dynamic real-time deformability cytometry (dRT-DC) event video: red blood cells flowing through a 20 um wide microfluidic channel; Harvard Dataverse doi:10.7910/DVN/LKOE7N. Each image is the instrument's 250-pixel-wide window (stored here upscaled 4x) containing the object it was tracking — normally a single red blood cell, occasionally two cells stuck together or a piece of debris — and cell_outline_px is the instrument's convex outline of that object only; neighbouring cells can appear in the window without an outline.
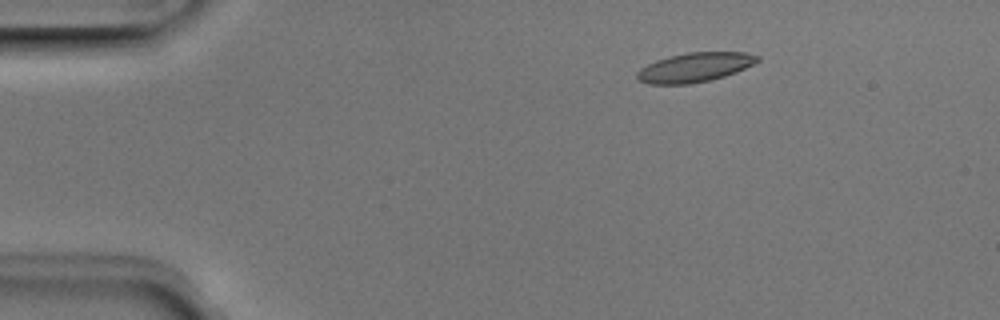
{"species": "Egyptian fruit bat (a non-hibernating species)", "species_latin": "Rousettus aegyptiacus", "temperature_condition": "room temperature", "stored_images_in_passage": 6, "camera_frame_rate_fps": 3000, "um_per_image_px": 0.085, "animal": {"sex": "male"}, "frame": {"image": 1, "passage_image": 1, "time_ms": 0.0, "image_size_px": [1000, 320], "cell_outline_px": [[760, 60], [736, 72], [712, 80], [688, 84], [648, 84], [640, 80], [636, 76], [636, 72], [640, 68], [656, 60], [668, 56], [688, 52], [744, 52], [760, 56]], "centroid_in_image_um": [59.04, 5.72], "position_along_channel_um": 26.0, "area_um2": 20.58}}
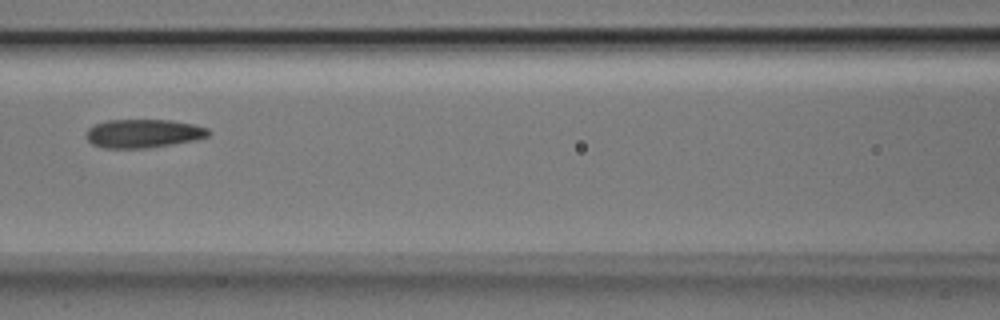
{"frame": {"image": 2, "passage_image": 5, "time_ms": 1.333, "image_size_px": [1000, 320], "cell_outline_px": [[212, 132], [208, 136], [196, 140], [148, 148], [104, 148], [92, 144], [84, 136], [88, 128], [96, 124], [108, 120], [172, 120], [192, 124], [208, 128]], "centroid_in_image_um": [12.18, 11.35], "position_along_channel_um": 154.4, "area_um2": 20.46}}
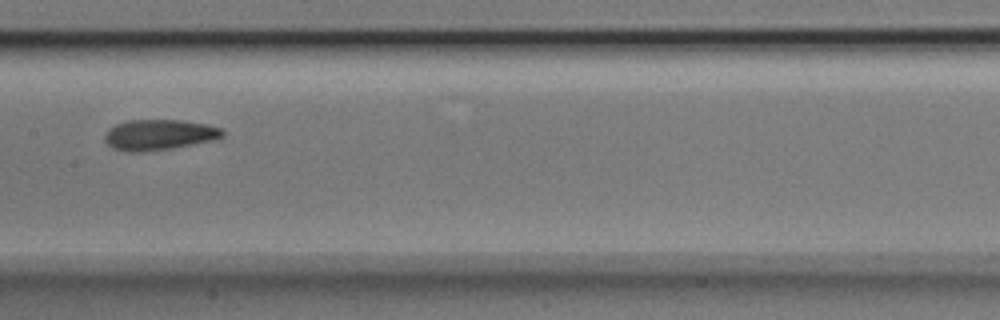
{"frame": {"image": 3, "passage_image": 6, "time_ms": 1.667, "image_size_px": [1000, 320], "cell_outline_px": [[224, 136], [212, 140], [172, 148], [144, 152], [124, 152], [112, 148], [104, 140], [104, 136], [108, 128], [116, 124], [128, 120], [180, 120], [208, 124], [224, 128]], "centroid_in_image_um": [13.51, 11.45], "position_along_channel_um": 193.9, "area_um2": 21.21}}